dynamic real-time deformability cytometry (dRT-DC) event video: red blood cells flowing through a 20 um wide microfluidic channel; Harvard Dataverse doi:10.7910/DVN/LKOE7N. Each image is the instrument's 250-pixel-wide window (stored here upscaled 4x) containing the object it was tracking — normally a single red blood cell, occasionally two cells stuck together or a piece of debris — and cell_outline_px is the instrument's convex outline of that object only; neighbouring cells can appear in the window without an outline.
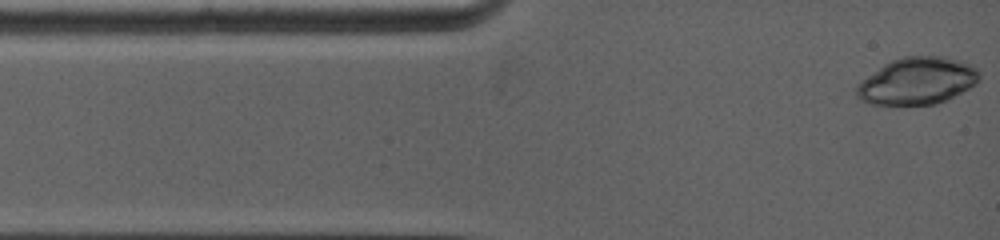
{"species": "common noctule bat (a hibernating species)", "species_latin": "Nyctalus noctula", "temperature_condition": "warm", "stored_images_in_passage": 7, "camera_frame_rate_fps": 5000, "um_per_image_px": 0.085, "animal": {"sex": "female", "body_mass_g": 19.0, "forearm_length_mm": 53.3}, "frame": {"image": 1, "passage_image": 1, "time_ms": 0.0, "image_size_px": [1000, 240], "cell_outline_px": [[980, 80], [976, 84], [936, 104], [868, 104], [860, 100], [856, 96], [856, 88], [860, 80], [884, 64], [900, 56], [940, 56], [960, 60], [972, 64], [980, 72]], "centroid_in_image_um": [77.95, 6.86], "position_along_channel_um": 7.0, "area_um2": 33.64}}